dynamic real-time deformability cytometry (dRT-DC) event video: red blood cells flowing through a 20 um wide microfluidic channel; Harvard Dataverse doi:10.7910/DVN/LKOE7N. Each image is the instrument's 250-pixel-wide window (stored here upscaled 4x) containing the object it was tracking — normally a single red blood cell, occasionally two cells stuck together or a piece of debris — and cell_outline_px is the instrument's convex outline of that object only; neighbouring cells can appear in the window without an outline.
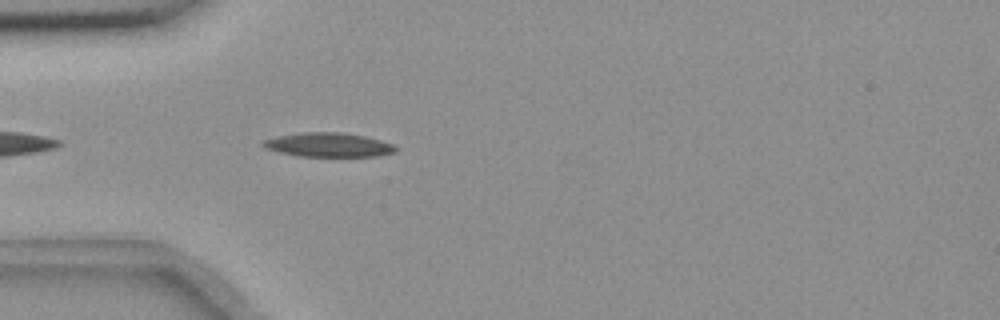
{"species": "common noctule bat (a hibernating species)", "species_latin": "Nyctalus noctula", "temperature_condition": "room temperature", "stored_images_in_passage": 7, "camera_frame_rate_fps": 3000, "um_per_image_px": 0.085, "animal": {"sex": "female", "body_mass_g": 18.4}, "frame": {"image": 1, "passage_image": 4, "time_ms": 1.0, "image_size_px": [1000, 320], "cell_outline_px": [[400, 148], [396, 152], [376, 156], [296, 156], [264, 148], [260, 144], [260, 140], [276, 136], [304, 132], [340, 132], [364, 136], [380, 140], [392, 144]], "centroid_in_image_um": [27.88, 12.31], "position_along_channel_um": 57.1, "area_um2": 18.79}}